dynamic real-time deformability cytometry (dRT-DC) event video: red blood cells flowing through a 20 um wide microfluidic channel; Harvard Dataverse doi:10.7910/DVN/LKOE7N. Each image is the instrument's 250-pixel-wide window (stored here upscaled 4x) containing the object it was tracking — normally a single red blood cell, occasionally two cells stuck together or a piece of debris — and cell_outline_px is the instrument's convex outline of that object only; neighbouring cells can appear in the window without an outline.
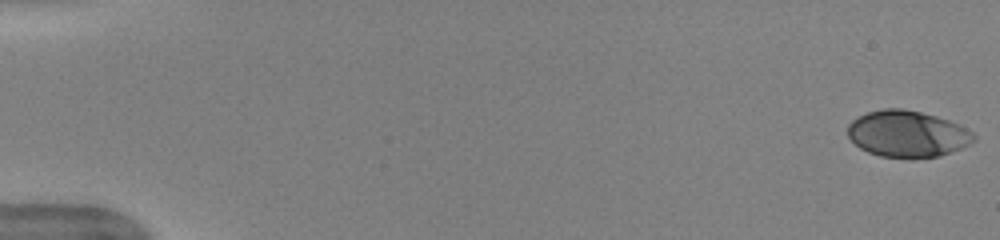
{"species": "human", "species_latin": "Homo sapiens", "temperature_condition": "warm", "stored_images_in_passage": 51, "camera_frame_rate_fps": 3000, "um_per_image_px": 0.085, "donor": {"sex": "female"}, "frame": {"image": 1, "passage_image": 1, "time_ms": 0.0, "image_size_px": [1000, 240], "cell_outline_px": [[976, 140], [960, 148], [940, 156], [880, 156], [868, 152], [860, 148], [848, 136], [848, 124], [856, 116], [868, 112], [884, 108], [904, 108], [936, 116], [948, 120], [972, 132], [976, 136]], "centroid_in_image_um": [77.09, 11.35], "position_along_channel_um": 7.9, "area_um2": 33.58}}
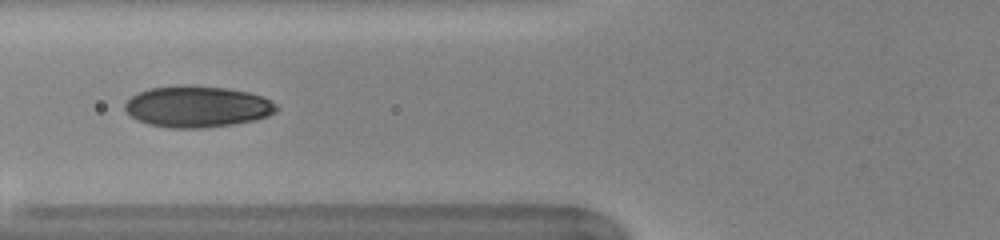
{"frame": {"image": 2, "passage_image": 21, "time_ms": 6.667, "image_size_px": [1000, 240], "cell_outline_px": [[280, 108], [276, 112], [268, 116], [252, 120], [232, 124], [200, 128], [172, 128], [148, 124], [136, 120], [124, 108], [124, 104], [132, 96], [148, 88], [184, 84], [188, 84], [224, 88], [248, 92], [260, 96], [276, 104]], "centroid_in_image_um": [16.74, 9.05], "position_along_channel_um": 109.1, "area_um2": 36.41}}
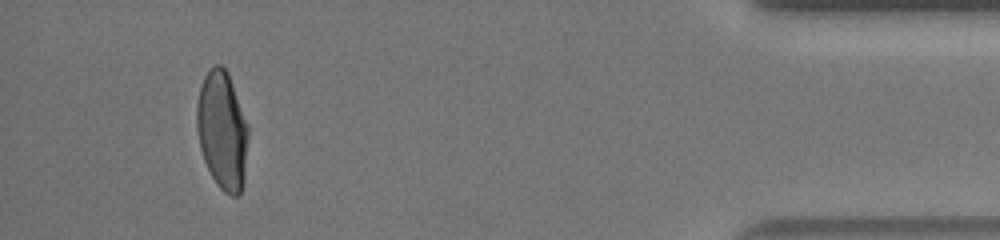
{"frame": {"image": 3, "passage_image": 48, "time_ms": 15.667, "image_size_px": [1000, 240], "cell_outline_px": [[248, 136], [244, 180], [240, 196], [232, 196], [224, 192], [216, 184], [204, 160], [200, 148], [196, 128], [196, 104], [200, 84], [208, 68], [212, 64], [220, 64], [228, 72], [248, 124]], "centroid_in_image_um": [18.88, 11.05], "position_along_channel_um": 416.3, "area_um2": 35.95}, "authors_computed_cell_mechanics": {"area_um2": 35.0846, "velocity_mm_per_s": 4.0289, "shape_relaxation_time_tau1_ms": 4.8535, "shape_relaxation_time_tau2_ms": 0.7395, "deformation_change_tau1": 0.1939, "deformation_change_tau2": 0.046}}